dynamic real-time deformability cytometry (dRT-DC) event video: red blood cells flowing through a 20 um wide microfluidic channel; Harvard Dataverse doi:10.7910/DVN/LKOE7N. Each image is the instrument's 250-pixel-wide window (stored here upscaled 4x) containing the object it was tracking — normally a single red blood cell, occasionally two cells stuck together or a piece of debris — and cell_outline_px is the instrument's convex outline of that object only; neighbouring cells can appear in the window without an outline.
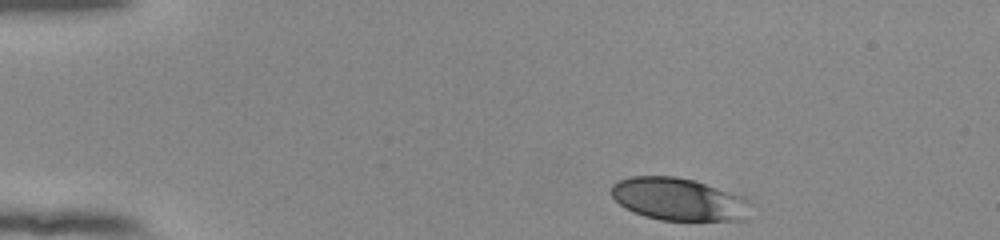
{"species": "human", "species_latin": "Homo sapiens", "temperature_condition": "room temperature", "stored_images_in_passage": 46, "camera_frame_rate_fps": 3000, "um_per_image_px": 0.085, "donor": {"sex": "female"}, "frame": {"image": 1, "passage_image": 1, "time_ms": 0.0, "image_size_px": [1000, 240], "cell_outline_px": [[748, 200], [744, 220], [660, 220], [644, 216], [632, 212], [620, 204], [612, 196], [612, 184], [620, 180], [632, 176], [676, 176], [696, 180], [744, 196]], "centroid_in_image_um": [57.65, 16.92], "position_along_channel_um": 27.3, "area_um2": 34.39}}
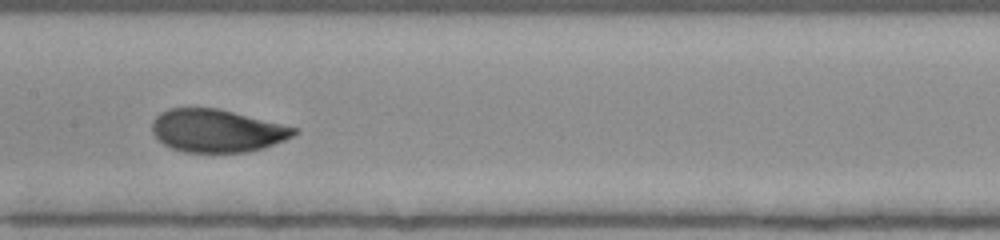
{"frame": {"image": 2, "passage_image": 20, "time_ms": 6.333, "image_size_px": [1000, 240], "cell_outline_px": [[300, 132], [284, 140], [264, 148], [248, 152], [184, 152], [172, 148], [164, 144], [152, 132], [152, 120], [160, 112], [168, 108], [216, 108], [300, 128]], "centroid_in_image_um": [18.45, 11.11], "position_along_channel_um": 188.9, "area_um2": 35.43}}
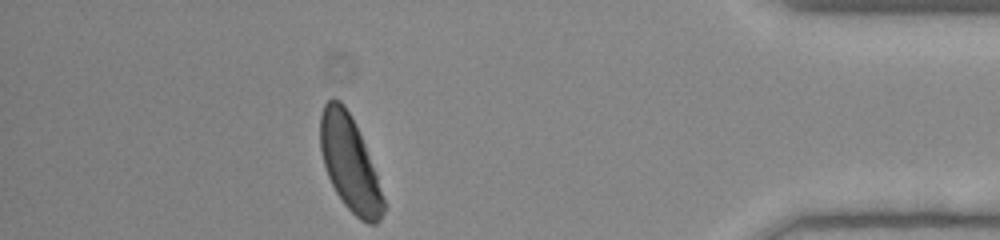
{"frame": {"image": 3, "passage_image": 40, "time_ms": 13.0, "image_size_px": [1000, 240], "cell_outline_px": [[384, 212], [380, 220], [376, 224], [368, 224], [360, 220], [344, 204], [336, 192], [328, 176], [324, 164], [320, 148], [320, 116], [324, 104], [332, 96], [340, 100], [344, 104], [364, 144], [376, 176], [384, 200]], "centroid_in_image_um": [29.69, 13.89], "position_along_channel_um": 405.5, "area_um2": 34.22}, "authors_computed_cell_mechanics": {"area_um2": 35.4025, "velocity_mm_per_s": 3.8433, "shape_relaxation_time_tau1_ms": 2.4151, "shape_relaxation_time_tau2_ms": null, "deformation_change_tau1": 0.1337, "deformation_change_tau2": null}}